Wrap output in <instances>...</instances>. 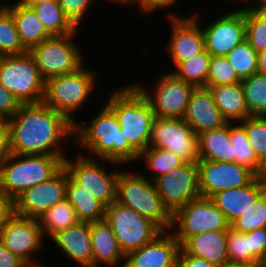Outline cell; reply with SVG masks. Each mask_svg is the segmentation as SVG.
Listing matches in <instances>:
<instances>
[{
    "instance_id": "1",
    "label": "cell",
    "mask_w": 266,
    "mask_h": 267,
    "mask_svg": "<svg viewBox=\"0 0 266 267\" xmlns=\"http://www.w3.org/2000/svg\"><path fill=\"white\" fill-rule=\"evenodd\" d=\"M7 124L15 154L64 155L62 143L74 136V124L44 102L22 104Z\"/></svg>"
},
{
    "instance_id": "2",
    "label": "cell",
    "mask_w": 266,
    "mask_h": 267,
    "mask_svg": "<svg viewBox=\"0 0 266 267\" xmlns=\"http://www.w3.org/2000/svg\"><path fill=\"white\" fill-rule=\"evenodd\" d=\"M89 124L74 123V143L82 149H88L92 158L102 159L106 163L124 165L139 160V154L124 139L115 113L107 106H102ZM87 124V125H86Z\"/></svg>"
},
{
    "instance_id": "3",
    "label": "cell",
    "mask_w": 266,
    "mask_h": 267,
    "mask_svg": "<svg viewBox=\"0 0 266 267\" xmlns=\"http://www.w3.org/2000/svg\"><path fill=\"white\" fill-rule=\"evenodd\" d=\"M115 89L105 104L115 113L124 139L140 155L149 147L155 113L134 84Z\"/></svg>"
},
{
    "instance_id": "4",
    "label": "cell",
    "mask_w": 266,
    "mask_h": 267,
    "mask_svg": "<svg viewBox=\"0 0 266 267\" xmlns=\"http://www.w3.org/2000/svg\"><path fill=\"white\" fill-rule=\"evenodd\" d=\"M65 157L12 153L0 165V190L13 202L28 188L55 176L64 167Z\"/></svg>"
},
{
    "instance_id": "5",
    "label": "cell",
    "mask_w": 266,
    "mask_h": 267,
    "mask_svg": "<svg viewBox=\"0 0 266 267\" xmlns=\"http://www.w3.org/2000/svg\"><path fill=\"white\" fill-rule=\"evenodd\" d=\"M120 171L117 180L116 202L149 218L163 231L172 226V214L164 206L153 181L141 172Z\"/></svg>"
},
{
    "instance_id": "6",
    "label": "cell",
    "mask_w": 266,
    "mask_h": 267,
    "mask_svg": "<svg viewBox=\"0 0 266 267\" xmlns=\"http://www.w3.org/2000/svg\"><path fill=\"white\" fill-rule=\"evenodd\" d=\"M77 71L51 78L45 82L43 102L51 109L63 114L72 124L75 113L86 105L98 77L96 71L86 67Z\"/></svg>"
},
{
    "instance_id": "7",
    "label": "cell",
    "mask_w": 266,
    "mask_h": 267,
    "mask_svg": "<svg viewBox=\"0 0 266 267\" xmlns=\"http://www.w3.org/2000/svg\"><path fill=\"white\" fill-rule=\"evenodd\" d=\"M0 84L21 104L43 102L45 81L29 51L0 57Z\"/></svg>"
},
{
    "instance_id": "8",
    "label": "cell",
    "mask_w": 266,
    "mask_h": 267,
    "mask_svg": "<svg viewBox=\"0 0 266 267\" xmlns=\"http://www.w3.org/2000/svg\"><path fill=\"white\" fill-rule=\"evenodd\" d=\"M77 33L75 31L63 36H52L29 50L45 82L73 73L84 65L82 50L73 41Z\"/></svg>"
},
{
    "instance_id": "9",
    "label": "cell",
    "mask_w": 266,
    "mask_h": 267,
    "mask_svg": "<svg viewBox=\"0 0 266 267\" xmlns=\"http://www.w3.org/2000/svg\"><path fill=\"white\" fill-rule=\"evenodd\" d=\"M105 221L111 227L121 251L126 255L152 242L163 230L149 218L116 201L106 207Z\"/></svg>"
},
{
    "instance_id": "10",
    "label": "cell",
    "mask_w": 266,
    "mask_h": 267,
    "mask_svg": "<svg viewBox=\"0 0 266 267\" xmlns=\"http://www.w3.org/2000/svg\"><path fill=\"white\" fill-rule=\"evenodd\" d=\"M229 226L223 212L211 198L199 196L172 214L170 232L182 245L191 236L227 230Z\"/></svg>"
},
{
    "instance_id": "11",
    "label": "cell",
    "mask_w": 266,
    "mask_h": 267,
    "mask_svg": "<svg viewBox=\"0 0 266 267\" xmlns=\"http://www.w3.org/2000/svg\"><path fill=\"white\" fill-rule=\"evenodd\" d=\"M159 78L153 85L154 90L145 88L139 81L133 84L146 97L156 117L183 118L195 86L177 78L171 71Z\"/></svg>"
},
{
    "instance_id": "12",
    "label": "cell",
    "mask_w": 266,
    "mask_h": 267,
    "mask_svg": "<svg viewBox=\"0 0 266 267\" xmlns=\"http://www.w3.org/2000/svg\"><path fill=\"white\" fill-rule=\"evenodd\" d=\"M64 158V168L68 174L93 197L97 198L106 207L116 201L117 180L120 171H107L99 160L77 153L76 159ZM89 157V158H88Z\"/></svg>"
},
{
    "instance_id": "13",
    "label": "cell",
    "mask_w": 266,
    "mask_h": 267,
    "mask_svg": "<svg viewBox=\"0 0 266 267\" xmlns=\"http://www.w3.org/2000/svg\"><path fill=\"white\" fill-rule=\"evenodd\" d=\"M0 241L30 267L44 266L35 261L34 256L35 252L43 251L45 243L38 218L22 217L13 213L0 227Z\"/></svg>"
},
{
    "instance_id": "14",
    "label": "cell",
    "mask_w": 266,
    "mask_h": 267,
    "mask_svg": "<svg viewBox=\"0 0 266 267\" xmlns=\"http://www.w3.org/2000/svg\"><path fill=\"white\" fill-rule=\"evenodd\" d=\"M149 146L166 149L187 163L199 160L198 136L183 118L156 117Z\"/></svg>"
},
{
    "instance_id": "15",
    "label": "cell",
    "mask_w": 266,
    "mask_h": 267,
    "mask_svg": "<svg viewBox=\"0 0 266 267\" xmlns=\"http://www.w3.org/2000/svg\"><path fill=\"white\" fill-rule=\"evenodd\" d=\"M164 206L173 214L200 196L197 162H184L153 180Z\"/></svg>"
},
{
    "instance_id": "16",
    "label": "cell",
    "mask_w": 266,
    "mask_h": 267,
    "mask_svg": "<svg viewBox=\"0 0 266 267\" xmlns=\"http://www.w3.org/2000/svg\"><path fill=\"white\" fill-rule=\"evenodd\" d=\"M200 196L248 185L257 175L248 167L235 162L198 160Z\"/></svg>"
},
{
    "instance_id": "17",
    "label": "cell",
    "mask_w": 266,
    "mask_h": 267,
    "mask_svg": "<svg viewBox=\"0 0 266 267\" xmlns=\"http://www.w3.org/2000/svg\"><path fill=\"white\" fill-rule=\"evenodd\" d=\"M209 23L202 31L205 50L211 56H226L235 46L246 40L244 6L224 12Z\"/></svg>"
},
{
    "instance_id": "18",
    "label": "cell",
    "mask_w": 266,
    "mask_h": 267,
    "mask_svg": "<svg viewBox=\"0 0 266 267\" xmlns=\"http://www.w3.org/2000/svg\"><path fill=\"white\" fill-rule=\"evenodd\" d=\"M67 170L63 167L50 180L34 185L13 201V213L38 218L66 198Z\"/></svg>"
},
{
    "instance_id": "19",
    "label": "cell",
    "mask_w": 266,
    "mask_h": 267,
    "mask_svg": "<svg viewBox=\"0 0 266 267\" xmlns=\"http://www.w3.org/2000/svg\"><path fill=\"white\" fill-rule=\"evenodd\" d=\"M197 14L189 17H181L175 13L167 15L171 24V35L166 51L174 67L182 61L192 59L205 49L204 34Z\"/></svg>"
},
{
    "instance_id": "20",
    "label": "cell",
    "mask_w": 266,
    "mask_h": 267,
    "mask_svg": "<svg viewBox=\"0 0 266 267\" xmlns=\"http://www.w3.org/2000/svg\"><path fill=\"white\" fill-rule=\"evenodd\" d=\"M181 244L168 231H163L152 242L125 255L123 267H177Z\"/></svg>"
},
{
    "instance_id": "21",
    "label": "cell",
    "mask_w": 266,
    "mask_h": 267,
    "mask_svg": "<svg viewBox=\"0 0 266 267\" xmlns=\"http://www.w3.org/2000/svg\"><path fill=\"white\" fill-rule=\"evenodd\" d=\"M266 192V176H256L248 185L219 191L210 198L231 225L238 217L254 211V203Z\"/></svg>"
},
{
    "instance_id": "22",
    "label": "cell",
    "mask_w": 266,
    "mask_h": 267,
    "mask_svg": "<svg viewBox=\"0 0 266 267\" xmlns=\"http://www.w3.org/2000/svg\"><path fill=\"white\" fill-rule=\"evenodd\" d=\"M183 119L197 136L227 123L215 104L211 90L207 87H195Z\"/></svg>"
},
{
    "instance_id": "23",
    "label": "cell",
    "mask_w": 266,
    "mask_h": 267,
    "mask_svg": "<svg viewBox=\"0 0 266 267\" xmlns=\"http://www.w3.org/2000/svg\"><path fill=\"white\" fill-rule=\"evenodd\" d=\"M55 246L75 264L92 267V241L90 222H81L59 231L51 238Z\"/></svg>"
},
{
    "instance_id": "24",
    "label": "cell",
    "mask_w": 266,
    "mask_h": 267,
    "mask_svg": "<svg viewBox=\"0 0 266 267\" xmlns=\"http://www.w3.org/2000/svg\"><path fill=\"white\" fill-rule=\"evenodd\" d=\"M90 234L93 252L92 267H100L103 263L109 267L124 266L125 255L121 251L117 238L105 219L90 222Z\"/></svg>"
},
{
    "instance_id": "25",
    "label": "cell",
    "mask_w": 266,
    "mask_h": 267,
    "mask_svg": "<svg viewBox=\"0 0 266 267\" xmlns=\"http://www.w3.org/2000/svg\"><path fill=\"white\" fill-rule=\"evenodd\" d=\"M227 230L207 231L189 237L181 249L191 256L204 258L210 263L220 266L228 262L227 256Z\"/></svg>"
},
{
    "instance_id": "26",
    "label": "cell",
    "mask_w": 266,
    "mask_h": 267,
    "mask_svg": "<svg viewBox=\"0 0 266 267\" xmlns=\"http://www.w3.org/2000/svg\"><path fill=\"white\" fill-rule=\"evenodd\" d=\"M2 4L12 13L23 46L29 51L33 46L52 37L31 7L20 1Z\"/></svg>"
},
{
    "instance_id": "27",
    "label": "cell",
    "mask_w": 266,
    "mask_h": 267,
    "mask_svg": "<svg viewBox=\"0 0 266 267\" xmlns=\"http://www.w3.org/2000/svg\"><path fill=\"white\" fill-rule=\"evenodd\" d=\"M209 89L213 94L216 106L227 122L239 123L250 116L241 82L217 85Z\"/></svg>"
},
{
    "instance_id": "28",
    "label": "cell",
    "mask_w": 266,
    "mask_h": 267,
    "mask_svg": "<svg viewBox=\"0 0 266 267\" xmlns=\"http://www.w3.org/2000/svg\"><path fill=\"white\" fill-rule=\"evenodd\" d=\"M230 123L198 135L199 160L235 162L230 140Z\"/></svg>"
},
{
    "instance_id": "29",
    "label": "cell",
    "mask_w": 266,
    "mask_h": 267,
    "mask_svg": "<svg viewBox=\"0 0 266 267\" xmlns=\"http://www.w3.org/2000/svg\"><path fill=\"white\" fill-rule=\"evenodd\" d=\"M66 199L74 207L81 222L103 220L106 206L78 184L67 172Z\"/></svg>"
},
{
    "instance_id": "30",
    "label": "cell",
    "mask_w": 266,
    "mask_h": 267,
    "mask_svg": "<svg viewBox=\"0 0 266 267\" xmlns=\"http://www.w3.org/2000/svg\"><path fill=\"white\" fill-rule=\"evenodd\" d=\"M43 234L52 238L59 231L79 222L74 207L65 198L38 217Z\"/></svg>"
},
{
    "instance_id": "31",
    "label": "cell",
    "mask_w": 266,
    "mask_h": 267,
    "mask_svg": "<svg viewBox=\"0 0 266 267\" xmlns=\"http://www.w3.org/2000/svg\"><path fill=\"white\" fill-rule=\"evenodd\" d=\"M230 138L235 163L248 167L257 176H266V167L257 159L247 139V133L240 124L230 123Z\"/></svg>"
},
{
    "instance_id": "32",
    "label": "cell",
    "mask_w": 266,
    "mask_h": 267,
    "mask_svg": "<svg viewBox=\"0 0 266 267\" xmlns=\"http://www.w3.org/2000/svg\"><path fill=\"white\" fill-rule=\"evenodd\" d=\"M31 8L52 36H63L79 30L66 17L59 1L32 5Z\"/></svg>"
},
{
    "instance_id": "33",
    "label": "cell",
    "mask_w": 266,
    "mask_h": 267,
    "mask_svg": "<svg viewBox=\"0 0 266 267\" xmlns=\"http://www.w3.org/2000/svg\"><path fill=\"white\" fill-rule=\"evenodd\" d=\"M211 55L204 49L190 60L180 62L172 73L195 87H207ZM174 71V72H173Z\"/></svg>"
},
{
    "instance_id": "34",
    "label": "cell",
    "mask_w": 266,
    "mask_h": 267,
    "mask_svg": "<svg viewBox=\"0 0 266 267\" xmlns=\"http://www.w3.org/2000/svg\"><path fill=\"white\" fill-rule=\"evenodd\" d=\"M241 85L250 116H266V74L254 73Z\"/></svg>"
},
{
    "instance_id": "35",
    "label": "cell",
    "mask_w": 266,
    "mask_h": 267,
    "mask_svg": "<svg viewBox=\"0 0 266 267\" xmlns=\"http://www.w3.org/2000/svg\"><path fill=\"white\" fill-rule=\"evenodd\" d=\"M23 46L12 13L0 4V57L27 52Z\"/></svg>"
},
{
    "instance_id": "36",
    "label": "cell",
    "mask_w": 266,
    "mask_h": 267,
    "mask_svg": "<svg viewBox=\"0 0 266 267\" xmlns=\"http://www.w3.org/2000/svg\"><path fill=\"white\" fill-rule=\"evenodd\" d=\"M249 5L245 7L246 41L259 53L266 49V9Z\"/></svg>"
},
{
    "instance_id": "37",
    "label": "cell",
    "mask_w": 266,
    "mask_h": 267,
    "mask_svg": "<svg viewBox=\"0 0 266 267\" xmlns=\"http://www.w3.org/2000/svg\"><path fill=\"white\" fill-rule=\"evenodd\" d=\"M144 159L145 167L149 169V172L151 170V172L154 173L150 178L148 177V179L152 181L184 163V161L174 153L166 149L150 146L139 155V162Z\"/></svg>"
},
{
    "instance_id": "38",
    "label": "cell",
    "mask_w": 266,
    "mask_h": 267,
    "mask_svg": "<svg viewBox=\"0 0 266 267\" xmlns=\"http://www.w3.org/2000/svg\"><path fill=\"white\" fill-rule=\"evenodd\" d=\"M225 57L240 80L257 73L258 53L246 40L235 46Z\"/></svg>"
},
{
    "instance_id": "39",
    "label": "cell",
    "mask_w": 266,
    "mask_h": 267,
    "mask_svg": "<svg viewBox=\"0 0 266 267\" xmlns=\"http://www.w3.org/2000/svg\"><path fill=\"white\" fill-rule=\"evenodd\" d=\"M227 256L229 262L256 267L258 260L251 254L248 233H243L229 226L227 228Z\"/></svg>"
},
{
    "instance_id": "40",
    "label": "cell",
    "mask_w": 266,
    "mask_h": 267,
    "mask_svg": "<svg viewBox=\"0 0 266 267\" xmlns=\"http://www.w3.org/2000/svg\"><path fill=\"white\" fill-rule=\"evenodd\" d=\"M257 159L266 167V116H249L239 122Z\"/></svg>"
},
{
    "instance_id": "41",
    "label": "cell",
    "mask_w": 266,
    "mask_h": 267,
    "mask_svg": "<svg viewBox=\"0 0 266 267\" xmlns=\"http://www.w3.org/2000/svg\"><path fill=\"white\" fill-rule=\"evenodd\" d=\"M238 78L231 64L225 56H212L210 60L209 73L207 77V88L238 83Z\"/></svg>"
},
{
    "instance_id": "42",
    "label": "cell",
    "mask_w": 266,
    "mask_h": 267,
    "mask_svg": "<svg viewBox=\"0 0 266 267\" xmlns=\"http://www.w3.org/2000/svg\"><path fill=\"white\" fill-rule=\"evenodd\" d=\"M253 207L254 211L238 217L230 226L243 233L266 227V192Z\"/></svg>"
},
{
    "instance_id": "43",
    "label": "cell",
    "mask_w": 266,
    "mask_h": 267,
    "mask_svg": "<svg viewBox=\"0 0 266 267\" xmlns=\"http://www.w3.org/2000/svg\"><path fill=\"white\" fill-rule=\"evenodd\" d=\"M95 0H59L60 6L63 8V12L66 17L71 21V23L80 29V24L83 23L82 20L87 14V10L91 7Z\"/></svg>"
},
{
    "instance_id": "44",
    "label": "cell",
    "mask_w": 266,
    "mask_h": 267,
    "mask_svg": "<svg viewBox=\"0 0 266 267\" xmlns=\"http://www.w3.org/2000/svg\"><path fill=\"white\" fill-rule=\"evenodd\" d=\"M21 105L15 95L0 84V116L3 119L14 116Z\"/></svg>"
},
{
    "instance_id": "45",
    "label": "cell",
    "mask_w": 266,
    "mask_h": 267,
    "mask_svg": "<svg viewBox=\"0 0 266 267\" xmlns=\"http://www.w3.org/2000/svg\"><path fill=\"white\" fill-rule=\"evenodd\" d=\"M251 254L258 260L266 251V227L248 232Z\"/></svg>"
},
{
    "instance_id": "46",
    "label": "cell",
    "mask_w": 266,
    "mask_h": 267,
    "mask_svg": "<svg viewBox=\"0 0 266 267\" xmlns=\"http://www.w3.org/2000/svg\"><path fill=\"white\" fill-rule=\"evenodd\" d=\"M178 0H130L127 4L128 5H138L139 11H142L144 14L152 13L157 9H166L170 6H174L175 3L177 4Z\"/></svg>"
},
{
    "instance_id": "47",
    "label": "cell",
    "mask_w": 266,
    "mask_h": 267,
    "mask_svg": "<svg viewBox=\"0 0 266 267\" xmlns=\"http://www.w3.org/2000/svg\"><path fill=\"white\" fill-rule=\"evenodd\" d=\"M177 267H219L216 264L210 263L204 258L187 255L182 249H180Z\"/></svg>"
},
{
    "instance_id": "48",
    "label": "cell",
    "mask_w": 266,
    "mask_h": 267,
    "mask_svg": "<svg viewBox=\"0 0 266 267\" xmlns=\"http://www.w3.org/2000/svg\"><path fill=\"white\" fill-rule=\"evenodd\" d=\"M0 267H30L17 255H14L0 241Z\"/></svg>"
},
{
    "instance_id": "49",
    "label": "cell",
    "mask_w": 266,
    "mask_h": 267,
    "mask_svg": "<svg viewBox=\"0 0 266 267\" xmlns=\"http://www.w3.org/2000/svg\"><path fill=\"white\" fill-rule=\"evenodd\" d=\"M11 154L9 127L7 119H3L0 122V165Z\"/></svg>"
},
{
    "instance_id": "50",
    "label": "cell",
    "mask_w": 266,
    "mask_h": 267,
    "mask_svg": "<svg viewBox=\"0 0 266 267\" xmlns=\"http://www.w3.org/2000/svg\"><path fill=\"white\" fill-rule=\"evenodd\" d=\"M13 214V202L0 190V227Z\"/></svg>"
},
{
    "instance_id": "51",
    "label": "cell",
    "mask_w": 266,
    "mask_h": 267,
    "mask_svg": "<svg viewBox=\"0 0 266 267\" xmlns=\"http://www.w3.org/2000/svg\"><path fill=\"white\" fill-rule=\"evenodd\" d=\"M257 73L266 74V49L258 53Z\"/></svg>"
},
{
    "instance_id": "52",
    "label": "cell",
    "mask_w": 266,
    "mask_h": 267,
    "mask_svg": "<svg viewBox=\"0 0 266 267\" xmlns=\"http://www.w3.org/2000/svg\"><path fill=\"white\" fill-rule=\"evenodd\" d=\"M19 1L24 5L31 7L32 5H37L46 2H57L59 0H19Z\"/></svg>"
},
{
    "instance_id": "53",
    "label": "cell",
    "mask_w": 266,
    "mask_h": 267,
    "mask_svg": "<svg viewBox=\"0 0 266 267\" xmlns=\"http://www.w3.org/2000/svg\"><path fill=\"white\" fill-rule=\"evenodd\" d=\"M219 267H251V266L228 261V262L222 263Z\"/></svg>"
},
{
    "instance_id": "54",
    "label": "cell",
    "mask_w": 266,
    "mask_h": 267,
    "mask_svg": "<svg viewBox=\"0 0 266 267\" xmlns=\"http://www.w3.org/2000/svg\"><path fill=\"white\" fill-rule=\"evenodd\" d=\"M256 267H266V251L264 254L258 259V263Z\"/></svg>"
},
{
    "instance_id": "55",
    "label": "cell",
    "mask_w": 266,
    "mask_h": 267,
    "mask_svg": "<svg viewBox=\"0 0 266 267\" xmlns=\"http://www.w3.org/2000/svg\"><path fill=\"white\" fill-rule=\"evenodd\" d=\"M252 6H256L258 8L266 9V0H256L253 2Z\"/></svg>"
},
{
    "instance_id": "56",
    "label": "cell",
    "mask_w": 266,
    "mask_h": 267,
    "mask_svg": "<svg viewBox=\"0 0 266 267\" xmlns=\"http://www.w3.org/2000/svg\"><path fill=\"white\" fill-rule=\"evenodd\" d=\"M107 1H112V2H114L115 4L117 3V4H119V3H123V4H126L127 5V3L130 1V0H107Z\"/></svg>"
},
{
    "instance_id": "57",
    "label": "cell",
    "mask_w": 266,
    "mask_h": 267,
    "mask_svg": "<svg viewBox=\"0 0 266 267\" xmlns=\"http://www.w3.org/2000/svg\"><path fill=\"white\" fill-rule=\"evenodd\" d=\"M235 1V0H234ZM238 1V0H237ZM239 1H243V2H246V4L248 3L249 0H239ZM253 1V0H252ZM251 2V0H250Z\"/></svg>"
}]
</instances>
